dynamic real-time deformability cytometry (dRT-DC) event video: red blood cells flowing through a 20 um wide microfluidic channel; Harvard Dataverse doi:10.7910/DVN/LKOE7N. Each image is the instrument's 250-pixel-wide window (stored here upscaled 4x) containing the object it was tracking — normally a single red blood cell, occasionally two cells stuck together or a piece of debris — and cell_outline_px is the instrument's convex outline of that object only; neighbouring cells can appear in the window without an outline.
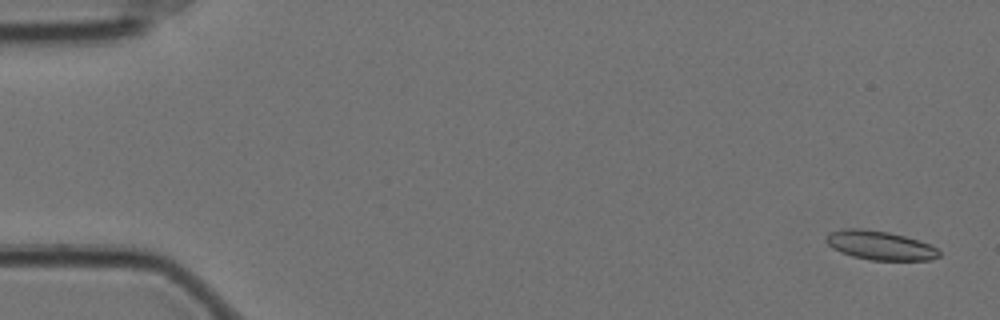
{"species": "Egyptian fruit bat (a non-hibernating species)", "species_latin": "Rousettus aegyptiacus", "temperature_condition": "cold", "stored_images_in_passage": 50, "camera_frame_rate_fps": 3000, "um_per_image_px": 0.085, "animal": {"sex": "female"}, "frame": {"image": 1, "passage_image": 1, "time_ms": 0.0, "image_size_px": [1000, 320], "cell_outline_px": [[940, 256], [932, 260], [872, 260], [852, 256], [840, 252], [832, 248], [824, 240], [824, 236], [832, 232], [844, 228], [860, 228], [888, 232], [904, 236], [928, 244], [936, 248], [940, 252]], "centroid_in_image_um": [74.76, 20.86], "position_along_channel_um": 10.2, "area_um2": 19.02}}
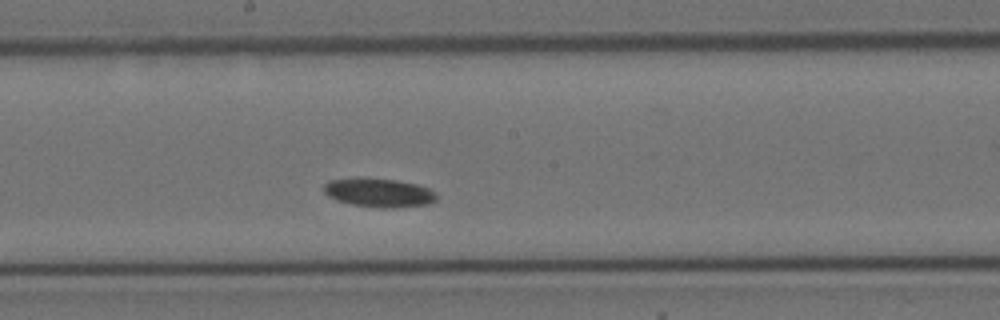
{"frame": {"image": 2, "passage_image": 32, "time_ms": 10.333, "image_size_px": [1000, 320], "cell_outline_px": [[436, 200], [428, 204], [396, 208], [384, 208], [352, 204], [336, 200], [328, 196], [324, 192], [324, 184], [328, 180], [360, 176], [364, 176], [396, 180], [416, 184], [428, 188], [436, 192]], "centroid_in_image_um": [32.17, 16.35], "position_along_channel_um": 216.0, "area_um2": 19.31}}
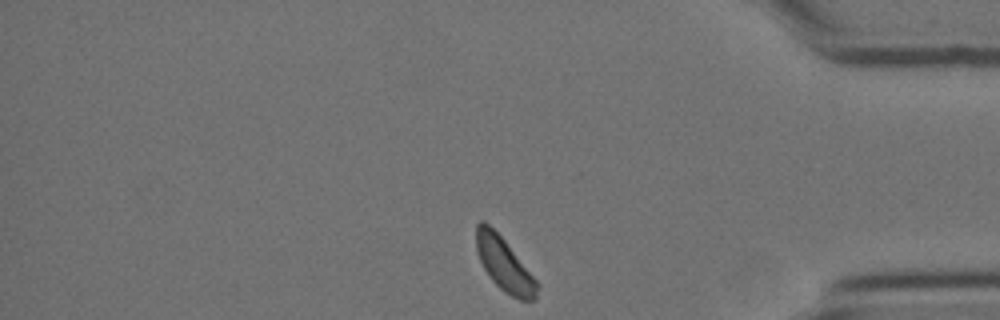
{"frame": {"image": 3, "passage_image": 50, "time_ms": 16.333, "image_size_px": [1000, 320], "cell_outline_px": [[540, 284], [536, 296], [532, 300], [520, 300], [504, 292], [492, 280], [484, 268], [480, 260], [476, 248], [476, 224], [480, 220], [484, 220], [504, 240]], "centroid_in_image_um": [42.86, 22.48], "position_along_channel_um": 392.3, "area_um2": 18.67}}